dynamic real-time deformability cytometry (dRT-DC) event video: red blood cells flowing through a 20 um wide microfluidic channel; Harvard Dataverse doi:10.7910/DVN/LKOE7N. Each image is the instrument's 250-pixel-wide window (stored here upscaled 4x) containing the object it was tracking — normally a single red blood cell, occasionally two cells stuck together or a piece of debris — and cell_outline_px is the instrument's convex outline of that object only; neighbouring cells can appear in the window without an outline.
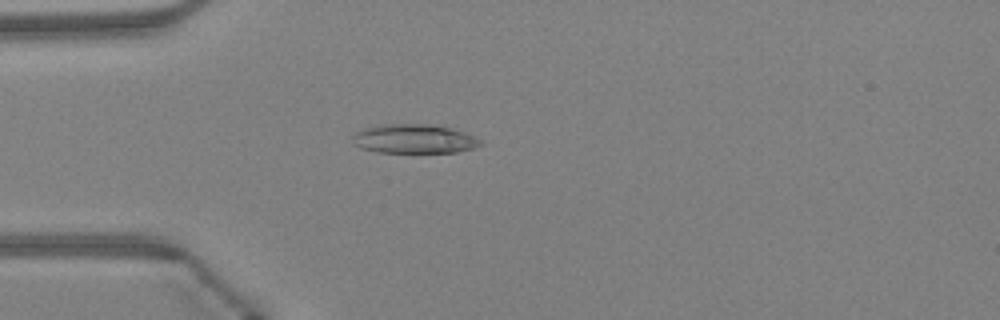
{"species": "Egyptian fruit bat (a non-hibernating species)", "species_latin": "Rousettus aegyptiacus", "temperature_condition": "warm", "stored_images_in_passage": 48, "camera_frame_rate_fps": 3000, "um_per_image_px": 0.085, "animal": {"sex": "female"}, "frame": {"image": 1, "passage_image": 14, "time_ms": 4.333, "image_size_px": [1000, 320], "cell_outline_px": [[484, 144], [472, 148], [456, 152], [376, 152], [360, 148], [352, 144], [352, 136], [356, 132], [364, 128], [380, 124], [428, 124], [452, 128], [464, 132], [480, 140]], "centroid_in_image_um": [35.14, 11.8], "position_along_channel_um": 49.9, "area_um2": 21.73}}
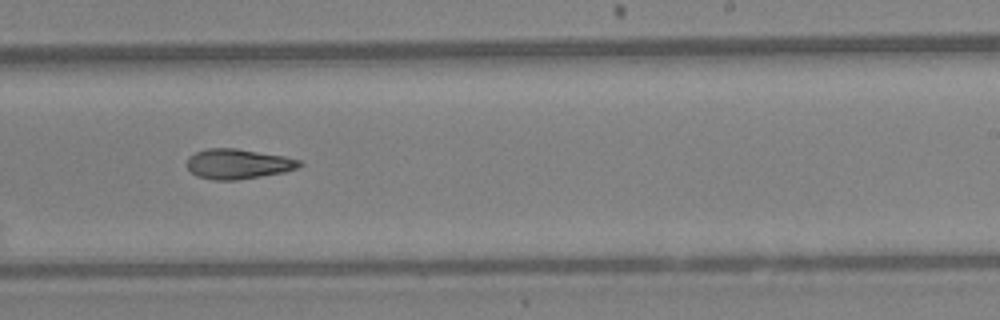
{"frame": {"image": 2, "passage_image": 30, "time_ms": 9.667, "image_size_px": [1000, 320], "cell_outline_px": [[304, 164], [296, 168], [284, 172], [236, 180], [212, 180], [196, 176], [188, 168], [188, 156], [196, 152], [208, 148], [236, 148], [284, 156], [300, 160]], "centroid_in_image_um": [20.23, 13.93], "position_along_channel_um": 268.8, "area_um2": 19.59}}
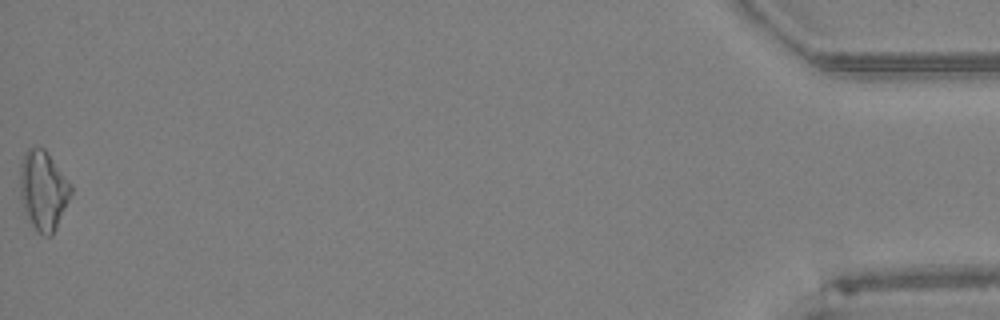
{"frame": {"image": 3, "passage_image": 48, "time_ms": 15.667, "image_size_px": [1000, 320], "cell_outline_px": [[72, 192], [56, 228], [52, 236], [44, 236], [36, 232], [24, 212], [20, 196], [20, 164], [24, 152], [28, 148], [44, 148], [72, 184]], "centroid_in_image_um": [3.66, 16.19], "position_along_channel_um": 431.5, "area_um2": 23.7}, "authors_computed_cell_mechanics": {"area_um2": 20.1144, "velocity_mm_per_s": 4.3614, "shape_relaxation_time_tau1_ms": 9.9299, "shape_relaxation_time_tau2_ms": 6.4528, "deformation_change_tau1": 0.2234, "deformation_change_tau2": 0.1852}}